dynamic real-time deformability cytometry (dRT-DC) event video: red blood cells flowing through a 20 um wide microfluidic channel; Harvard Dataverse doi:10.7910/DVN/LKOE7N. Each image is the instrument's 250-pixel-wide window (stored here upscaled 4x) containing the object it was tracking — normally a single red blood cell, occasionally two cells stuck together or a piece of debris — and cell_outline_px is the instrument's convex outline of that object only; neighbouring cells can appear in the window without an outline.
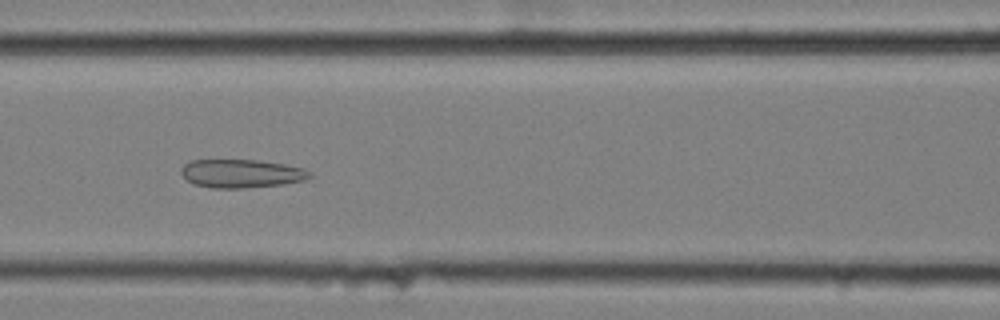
{"species": "common noctule bat (a hibernating species)", "species_latin": "Nyctalus noctula", "temperature_condition": "cold", "stored_images_in_passage": 56, "camera_frame_rate_fps": 3000, "um_per_image_px": 0.085, "animal": {"sex": "female", "body_mass_g": 25.1}, "frame": {"image": 1, "passage_image": 24, "time_ms": 7.667, "image_size_px": [1000, 320], "cell_outline_px": [[312, 176], [304, 180], [284, 184], [244, 188], [212, 188], [192, 184], [180, 172], [180, 168], [184, 164], [192, 160], [256, 160], [284, 164], [304, 168]], "centroid_in_image_um": [20.49, 14.75], "position_along_channel_um": 146.1, "area_um2": 21.27}}
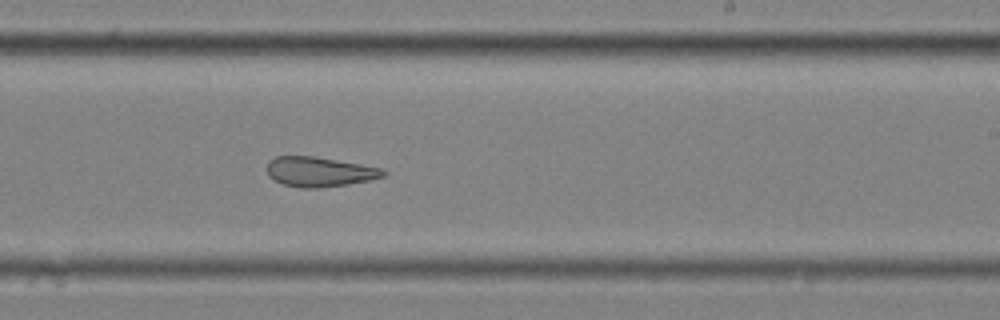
{"frame": {"image": 2, "passage_image": 34, "time_ms": 11.0, "image_size_px": [1000, 320], "cell_outline_px": [[388, 172], [384, 176], [372, 180], [348, 184], [320, 188], [304, 188], [284, 184], [268, 176], [268, 160], [276, 156], [312, 156], [360, 164], [380, 168]], "centroid_in_image_um": [27.16, 14.6], "position_along_channel_um": 261.8, "area_um2": 20.06}}
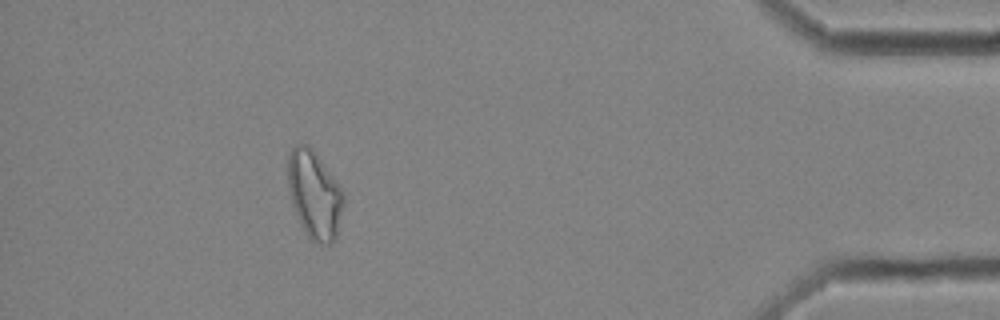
{"frame": {"image": 3, "passage_image": 51, "time_ms": 16.667, "image_size_px": [1000, 320], "cell_outline_px": [[344, 204], [336, 236], [332, 244], [320, 244], [312, 240], [308, 236], [300, 224], [292, 204], [288, 188], [288, 152], [292, 148], [300, 144], [308, 144], [312, 148], [340, 184], [344, 192]], "centroid_in_image_um": [26.74, 16.54], "position_along_channel_um": 408.5, "area_um2": 28.67}, "authors_computed_cell_mechanics": {"area_um2": 25.6921, "velocity_mm_per_s": 3.4797, "shape_relaxation_time_tau1_ms": null, "shape_relaxation_time_tau2_ms": 3.7847, "deformation_change_tau1": null, "deformation_change_tau2": 0.126}}